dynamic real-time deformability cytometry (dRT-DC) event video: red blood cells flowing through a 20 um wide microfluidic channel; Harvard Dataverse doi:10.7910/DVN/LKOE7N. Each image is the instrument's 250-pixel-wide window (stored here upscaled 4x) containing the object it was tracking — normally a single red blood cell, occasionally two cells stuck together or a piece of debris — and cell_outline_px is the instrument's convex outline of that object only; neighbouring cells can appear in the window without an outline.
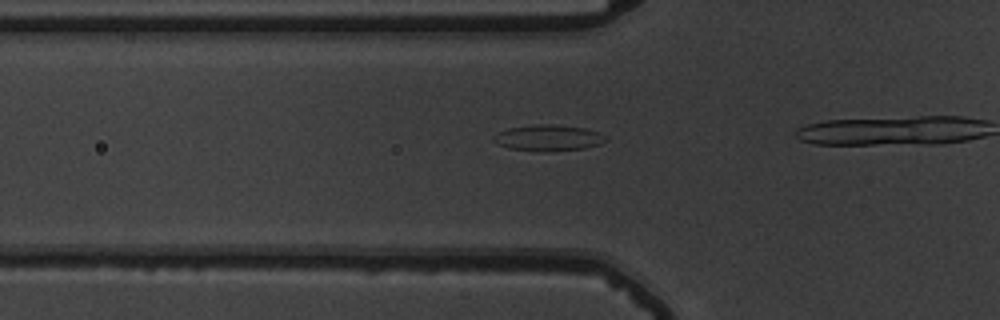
{"species": "common noctule bat (a hibernating species)", "species_latin": "Nyctalus noctula", "temperature_condition": "warm", "stored_images_in_passage": 17, "camera_frame_rate_fps": 3000, "um_per_image_px": 0.085, "animal": {"sex": "male", "body_mass_g": 19.5, "forearm_length_mm": 54.6}, "frame": {"image": 1, "passage_image": 12, "time_ms": 3.667, "image_size_px": [1000, 320], "cell_outline_px": [[608, 140], [600, 144], [584, 148], [548, 152], [544, 152], [508, 148], [492, 140], [492, 136], [508, 128], [532, 124], [552, 124], [584, 128], [600, 132], [608, 136]], "centroid_in_image_um": [46.64, 11.72], "position_along_channel_um": 79.2, "area_um2": 17.22}}
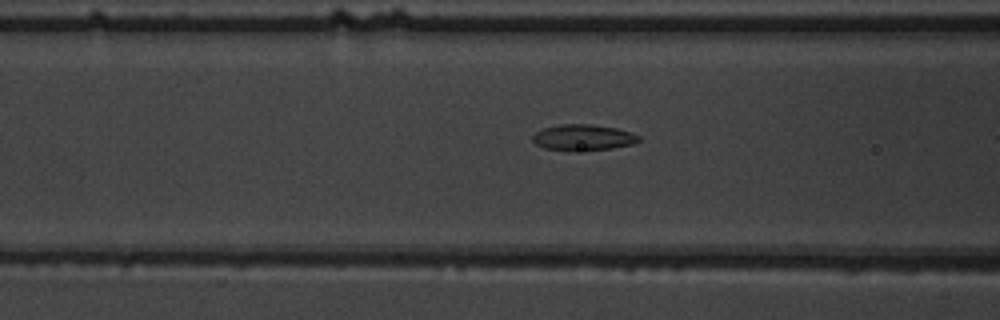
{"frame": {"image": 2, "passage_image": 15, "time_ms": 4.667, "image_size_px": [1000, 320], "cell_outline_px": [[640, 140], [632, 144], [612, 148], [572, 152], [544, 148], [536, 144], [532, 140], [532, 136], [536, 132], [544, 128], [560, 124], [592, 124], [616, 128], [632, 132], [640, 136]], "centroid_in_image_um": [49.56, 11.69], "position_along_channel_um": 117.0, "area_um2": 16.3}}